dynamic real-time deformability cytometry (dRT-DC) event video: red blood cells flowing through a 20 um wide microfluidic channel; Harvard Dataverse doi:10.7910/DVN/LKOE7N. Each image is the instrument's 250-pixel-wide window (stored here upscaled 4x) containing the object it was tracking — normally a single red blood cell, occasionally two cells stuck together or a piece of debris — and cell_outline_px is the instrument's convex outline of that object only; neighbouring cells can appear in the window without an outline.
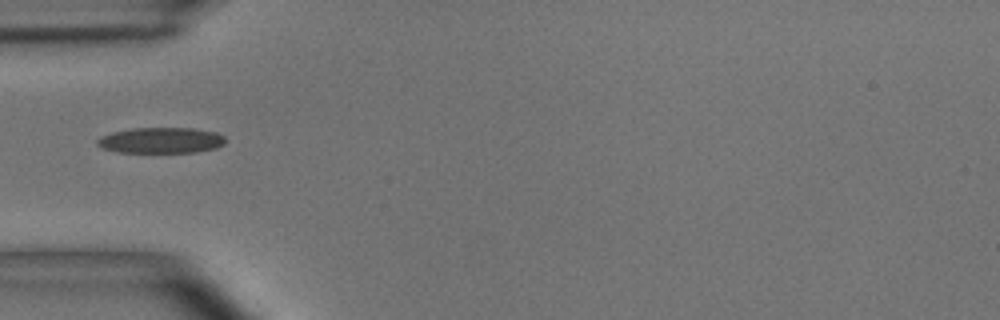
{"species": "common noctule bat (a hibernating species)", "species_latin": "Nyctalus noctula", "temperature_condition": "room temperature", "stored_images_in_passage": 20, "camera_frame_rate_fps": 3000, "um_per_image_px": 0.085, "animal": {"sex": "male", "body_mass_g": 15.6}, "frame": {"image": 1, "passage_image": 1, "time_ms": 0.0, "image_size_px": [1000, 320], "cell_outline_px": [[224, 144], [216, 148], [196, 152], [116, 152], [104, 148], [96, 144], [96, 140], [100, 136], [112, 132], [132, 128], [192, 128], [216, 132], [224, 136]], "centroid_in_image_um": [13.67, 11.92], "position_along_channel_um": 71.3, "area_um2": 19.25}}